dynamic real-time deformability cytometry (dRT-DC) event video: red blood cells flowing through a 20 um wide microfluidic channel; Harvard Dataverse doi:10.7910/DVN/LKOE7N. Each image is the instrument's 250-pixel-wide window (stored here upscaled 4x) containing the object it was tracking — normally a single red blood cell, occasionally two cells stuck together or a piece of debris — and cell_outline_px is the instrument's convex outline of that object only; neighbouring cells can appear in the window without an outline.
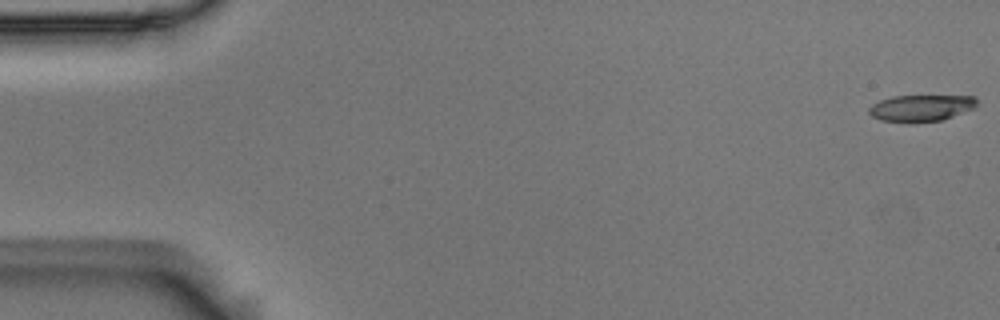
{"species": "Egyptian fruit bat (a non-hibernating species)", "species_latin": "Rousettus aegyptiacus", "temperature_condition": "room temperature", "stored_images_in_passage": 55, "camera_frame_rate_fps": 3000, "um_per_image_px": 0.085, "animal": {"sex": "male"}, "frame": {"image": 1, "passage_image": 1, "time_ms": 0.0, "image_size_px": [1000, 320], "cell_outline_px": [[976, 104], [972, 108], [952, 116], [940, 120], [912, 124], [880, 120], [872, 116], [868, 112], [868, 108], [872, 104], [880, 100], [892, 96], [976, 96]], "centroid_in_image_um": [78.21, 9.2], "position_along_channel_um": 6.8, "area_um2": 16.76}}
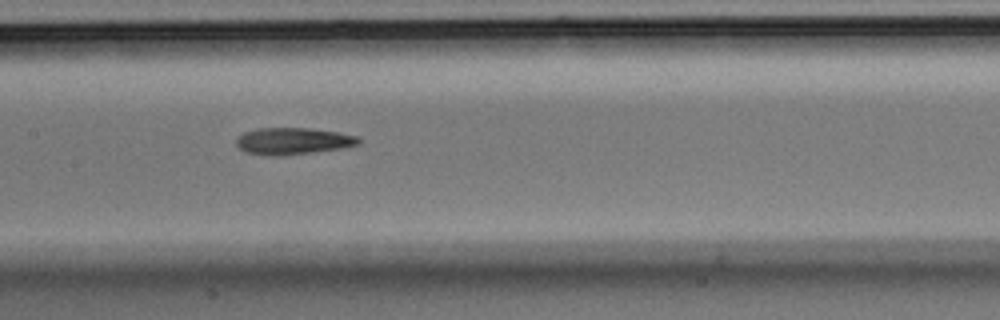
{"frame": {"image": 2, "passage_image": 27, "time_ms": 8.667, "image_size_px": [1000, 320], "cell_outline_px": [[360, 144], [344, 148], [284, 156], [264, 156], [244, 152], [236, 144], [236, 136], [244, 132], [256, 128], [308, 128], [336, 132], [360, 136]], "centroid_in_image_um": [24.88, 12.0], "position_along_channel_um": 182.5, "area_um2": 19.48}}
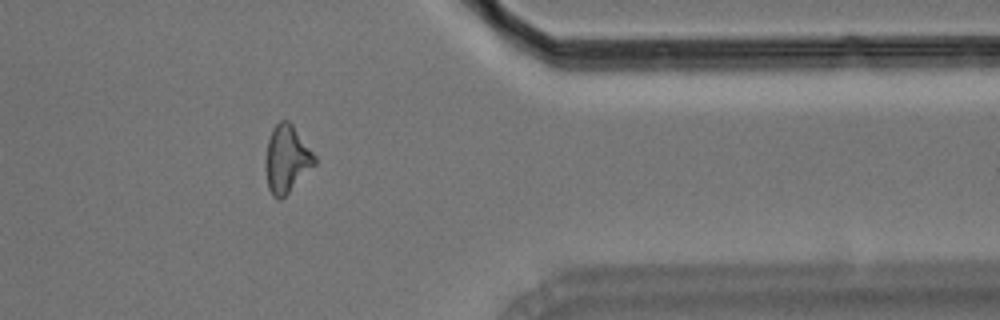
{"frame": {"image": 3, "passage_image": 45, "time_ms": 14.667, "image_size_px": [1000, 320], "cell_outline_px": [[316, 164], [280, 200], [276, 200], [272, 196], [268, 188], [264, 168], [264, 164], [268, 140], [272, 128], [280, 120], [288, 120], [292, 124], [316, 156]], "centroid_in_image_um": [24.34, 13.52], "position_along_channel_um": 387.1, "area_um2": 19.36}, "authors_computed_cell_mechanics": {"area_um2": 18.7272, "velocity_mm_per_s": 3.6699, "shape_relaxation_time_tau1_ms": 9.1935, "shape_relaxation_time_tau2_ms": 6.2468, "deformation_change_tau1": 0.2378, "deformation_change_tau2": 0.1829}}